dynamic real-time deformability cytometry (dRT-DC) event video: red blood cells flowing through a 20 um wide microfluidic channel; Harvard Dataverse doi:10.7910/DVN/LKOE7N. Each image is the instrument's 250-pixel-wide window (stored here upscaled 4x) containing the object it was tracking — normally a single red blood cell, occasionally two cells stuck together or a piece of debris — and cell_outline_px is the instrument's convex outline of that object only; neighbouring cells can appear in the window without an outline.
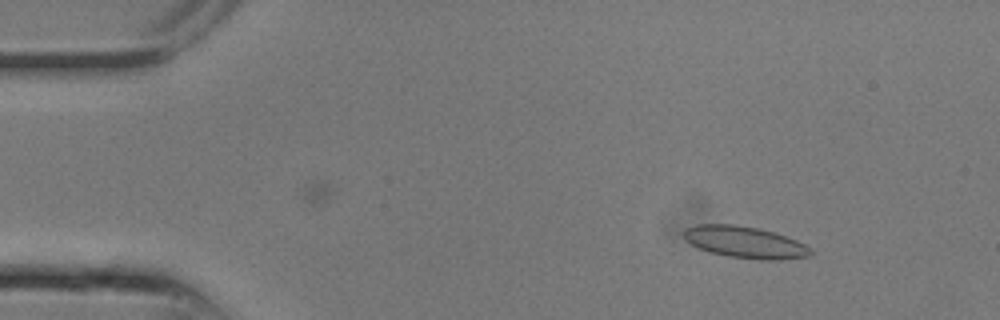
{"species": "common noctule bat (a hibernating species)", "species_latin": "Nyctalus noctula", "temperature_condition": "room temperature", "stored_images_in_passage": 6, "camera_frame_rate_fps": 3000, "um_per_image_px": 0.085, "animal": {"sex": "male", "body_mass_g": 13.3}, "frame": {"image": 1, "passage_image": 2, "time_ms": 0.333, "image_size_px": [1000, 320], "cell_outline_px": [[812, 252], [808, 256], [780, 260], [760, 260], [728, 256], [712, 252], [700, 248], [684, 240], [684, 228], [696, 224], [732, 224], [756, 228], [772, 232], [796, 240], [812, 248]], "centroid_in_image_um": [63.31, 20.59], "position_along_channel_um": 21.7, "area_um2": 23.24}}
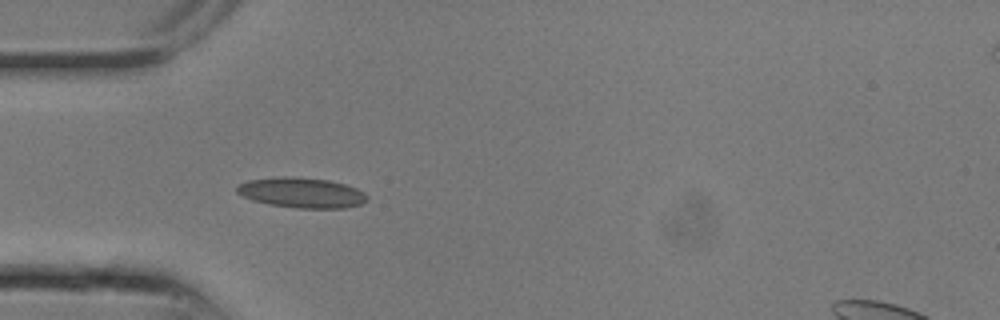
{"frame": {"image": 2, "passage_image": 6, "time_ms": 1.667, "image_size_px": [1000, 320], "cell_outline_px": [[368, 200], [360, 204], [344, 208], [296, 208], [268, 204], [252, 200], [236, 192], [236, 188], [240, 184], [248, 180], [284, 176], [288, 176], [328, 180], [344, 184], [356, 188], [364, 192], [368, 196]], "centroid_in_image_um": [25.65, 16.38], "position_along_channel_um": 59.4, "area_um2": 22.83}}